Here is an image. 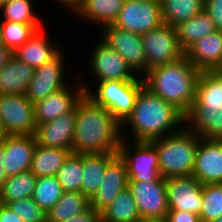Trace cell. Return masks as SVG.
I'll return each mask as SVG.
<instances>
[{
  "instance_id": "30bf717a",
  "label": "cell",
  "mask_w": 222,
  "mask_h": 222,
  "mask_svg": "<svg viewBox=\"0 0 222 222\" xmlns=\"http://www.w3.org/2000/svg\"><path fill=\"white\" fill-rule=\"evenodd\" d=\"M101 28L103 30H101L100 40L121 55L134 73L146 74L147 61L141 36L114 25Z\"/></svg>"
},
{
  "instance_id": "7402d4cb",
  "label": "cell",
  "mask_w": 222,
  "mask_h": 222,
  "mask_svg": "<svg viewBox=\"0 0 222 222\" xmlns=\"http://www.w3.org/2000/svg\"><path fill=\"white\" fill-rule=\"evenodd\" d=\"M43 29L37 30L25 44L14 52L15 57L34 69L49 62L61 51L59 46L55 47L53 41L51 43Z\"/></svg>"
},
{
  "instance_id": "816d5d0a",
  "label": "cell",
  "mask_w": 222,
  "mask_h": 222,
  "mask_svg": "<svg viewBox=\"0 0 222 222\" xmlns=\"http://www.w3.org/2000/svg\"><path fill=\"white\" fill-rule=\"evenodd\" d=\"M3 44L2 43V37H1V27H0V45Z\"/></svg>"
},
{
  "instance_id": "9a60e30c",
  "label": "cell",
  "mask_w": 222,
  "mask_h": 222,
  "mask_svg": "<svg viewBox=\"0 0 222 222\" xmlns=\"http://www.w3.org/2000/svg\"><path fill=\"white\" fill-rule=\"evenodd\" d=\"M78 80V84L76 83L73 89L69 86L63 87L34 104L35 122L37 126L54 120L76 107L78 101L85 94L82 83L80 79Z\"/></svg>"
},
{
  "instance_id": "83f0119b",
  "label": "cell",
  "mask_w": 222,
  "mask_h": 222,
  "mask_svg": "<svg viewBox=\"0 0 222 222\" xmlns=\"http://www.w3.org/2000/svg\"><path fill=\"white\" fill-rule=\"evenodd\" d=\"M175 28L178 43L183 51L195 41L217 30L214 22L204 10Z\"/></svg>"
},
{
  "instance_id": "836d02e7",
  "label": "cell",
  "mask_w": 222,
  "mask_h": 222,
  "mask_svg": "<svg viewBox=\"0 0 222 222\" xmlns=\"http://www.w3.org/2000/svg\"><path fill=\"white\" fill-rule=\"evenodd\" d=\"M83 154L71 153L56 175L64 192H80Z\"/></svg>"
},
{
  "instance_id": "4fadbf2b",
  "label": "cell",
  "mask_w": 222,
  "mask_h": 222,
  "mask_svg": "<svg viewBox=\"0 0 222 222\" xmlns=\"http://www.w3.org/2000/svg\"><path fill=\"white\" fill-rule=\"evenodd\" d=\"M93 49L90 59V69H92V74L96 77L97 82L137 79L138 75L134 74L126 60L100 39Z\"/></svg>"
},
{
  "instance_id": "1f68e13d",
  "label": "cell",
  "mask_w": 222,
  "mask_h": 222,
  "mask_svg": "<svg viewBox=\"0 0 222 222\" xmlns=\"http://www.w3.org/2000/svg\"><path fill=\"white\" fill-rule=\"evenodd\" d=\"M140 218L134 196L128 187L101 213V222H137Z\"/></svg>"
},
{
  "instance_id": "ba28073f",
  "label": "cell",
  "mask_w": 222,
  "mask_h": 222,
  "mask_svg": "<svg viewBox=\"0 0 222 222\" xmlns=\"http://www.w3.org/2000/svg\"><path fill=\"white\" fill-rule=\"evenodd\" d=\"M34 103L25 95H0V125L4 135H34Z\"/></svg>"
},
{
  "instance_id": "f546056e",
  "label": "cell",
  "mask_w": 222,
  "mask_h": 222,
  "mask_svg": "<svg viewBox=\"0 0 222 222\" xmlns=\"http://www.w3.org/2000/svg\"><path fill=\"white\" fill-rule=\"evenodd\" d=\"M90 208V199L81 192H64L60 200L46 212L47 222H65Z\"/></svg>"
},
{
  "instance_id": "5bb4252c",
  "label": "cell",
  "mask_w": 222,
  "mask_h": 222,
  "mask_svg": "<svg viewBox=\"0 0 222 222\" xmlns=\"http://www.w3.org/2000/svg\"><path fill=\"white\" fill-rule=\"evenodd\" d=\"M60 51L53 59L34 69L33 78L26 91V98L36 103L52 92L66 87L64 79V59Z\"/></svg>"
},
{
  "instance_id": "ffe728a7",
  "label": "cell",
  "mask_w": 222,
  "mask_h": 222,
  "mask_svg": "<svg viewBox=\"0 0 222 222\" xmlns=\"http://www.w3.org/2000/svg\"><path fill=\"white\" fill-rule=\"evenodd\" d=\"M184 56L200 71H215L222 64V31L216 30L195 41Z\"/></svg>"
},
{
  "instance_id": "52a82bcc",
  "label": "cell",
  "mask_w": 222,
  "mask_h": 222,
  "mask_svg": "<svg viewBox=\"0 0 222 222\" xmlns=\"http://www.w3.org/2000/svg\"><path fill=\"white\" fill-rule=\"evenodd\" d=\"M163 24L159 0H124L113 25L135 34H145Z\"/></svg>"
},
{
  "instance_id": "681fc988",
  "label": "cell",
  "mask_w": 222,
  "mask_h": 222,
  "mask_svg": "<svg viewBox=\"0 0 222 222\" xmlns=\"http://www.w3.org/2000/svg\"><path fill=\"white\" fill-rule=\"evenodd\" d=\"M4 136V133L2 131L1 125H0V139Z\"/></svg>"
},
{
  "instance_id": "60d3db41",
  "label": "cell",
  "mask_w": 222,
  "mask_h": 222,
  "mask_svg": "<svg viewBox=\"0 0 222 222\" xmlns=\"http://www.w3.org/2000/svg\"><path fill=\"white\" fill-rule=\"evenodd\" d=\"M65 222H101V214L90 207L84 213L72 216Z\"/></svg>"
},
{
  "instance_id": "74e56055",
  "label": "cell",
  "mask_w": 222,
  "mask_h": 222,
  "mask_svg": "<svg viewBox=\"0 0 222 222\" xmlns=\"http://www.w3.org/2000/svg\"><path fill=\"white\" fill-rule=\"evenodd\" d=\"M8 206L24 222H47L46 212L32 197L10 202Z\"/></svg>"
},
{
  "instance_id": "c3c4849f",
  "label": "cell",
  "mask_w": 222,
  "mask_h": 222,
  "mask_svg": "<svg viewBox=\"0 0 222 222\" xmlns=\"http://www.w3.org/2000/svg\"><path fill=\"white\" fill-rule=\"evenodd\" d=\"M218 73L222 74V64L220 65V67L216 70Z\"/></svg>"
},
{
  "instance_id": "d6a6232c",
  "label": "cell",
  "mask_w": 222,
  "mask_h": 222,
  "mask_svg": "<svg viewBox=\"0 0 222 222\" xmlns=\"http://www.w3.org/2000/svg\"><path fill=\"white\" fill-rule=\"evenodd\" d=\"M42 24H22L18 22L0 21L2 43L15 52L25 44L33 34L43 28Z\"/></svg>"
},
{
  "instance_id": "7c38bea8",
  "label": "cell",
  "mask_w": 222,
  "mask_h": 222,
  "mask_svg": "<svg viewBox=\"0 0 222 222\" xmlns=\"http://www.w3.org/2000/svg\"><path fill=\"white\" fill-rule=\"evenodd\" d=\"M168 209L200 215L203 184L193 175L166 178Z\"/></svg>"
},
{
  "instance_id": "4dcf8cb0",
  "label": "cell",
  "mask_w": 222,
  "mask_h": 222,
  "mask_svg": "<svg viewBox=\"0 0 222 222\" xmlns=\"http://www.w3.org/2000/svg\"><path fill=\"white\" fill-rule=\"evenodd\" d=\"M37 177L30 171L10 176L0 187V202L8 205L10 202L31 198L36 187Z\"/></svg>"
},
{
  "instance_id": "ee69618b",
  "label": "cell",
  "mask_w": 222,
  "mask_h": 222,
  "mask_svg": "<svg viewBox=\"0 0 222 222\" xmlns=\"http://www.w3.org/2000/svg\"><path fill=\"white\" fill-rule=\"evenodd\" d=\"M4 158H5L4 147L0 144V187L9 178V176L7 174V170L5 169V167L3 165Z\"/></svg>"
},
{
  "instance_id": "6da1fadb",
  "label": "cell",
  "mask_w": 222,
  "mask_h": 222,
  "mask_svg": "<svg viewBox=\"0 0 222 222\" xmlns=\"http://www.w3.org/2000/svg\"><path fill=\"white\" fill-rule=\"evenodd\" d=\"M77 121L74 130L72 153L117 154L120 145L121 124L104 107L86 94L76 105Z\"/></svg>"
},
{
  "instance_id": "f35d334b",
  "label": "cell",
  "mask_w": 222,
  "mask_h": 222,
  "mask_svg": "<svg viewBox=\"0 0 222 222\" xmlns=\"http://www.w3.org/2000/svg\"><path fill=\"white\" fill-rule=\"evenodd\" d=\"M203 10L212 19L216 29L222 31V0H204Z\"/></svg>"
},
{
  "instance_id": "ab89813d",
  "label": "cell",
  "mask_w": 222,
  "mask_h": 222,
  "mask_svg": "<svg viewBox=\"0 0 222 222\" xmlns=\"http://www.w3.org/2000/svg\"><path fill=\"white\" fill-rule=\"evenodd\" d=\"M166 218L168 222H201L199 215L179 210H169Z\"/></svg>"
},
{
  "instance_id": "8d00e7d4",
  "label": "cell",
  "mask_w": 222,
  "mask_h": 222,
  "mask_svg": "<svg viewBox=\"0 0 222 222\" xmlns=\"http://www.w3.org/2000/svg\"><path fill=\"white\" fill-rule=\"evenodd\" d=\"M202 197L201 222H210L222 216V183L203 185Z\"/></svg>"
},
{
  "instance_id": "9c48e42d",
  "label": "cell",
  "mask_w": 222,
  "mask_h": 222,
  "mask_svg": "<svg viewBox=\"0 0 222 222\" xmlns=\"http://www.w3.org/2000/svg\"><path fill=\"white\" fill-rule=\"evenodd\" d=\"M140 36L146 54L147 72L153 67L176 62L184 56L173 26L163 23Z\"/></svg>"
},
{
  "instance_id": "8fae6325",
  "label": "cell",
  "mask_w": 222,
  "mask_h": 222,
  "mask_svg": "<svg viewBox=\"0 0 222 222\" xmlns=\"http://www.w3.org/2000/svg\"><path fill=\"white\" fill-rule=\"evenodd\" d=\"M128 188L141 218L167 217L169 209L164 177L157 181H128Z\"/></svg>"
},
{
  "instance_id": "bcb514c9",
  "label": "cell",
  "mask_w": 222,
  "mask_h": 222,
  "mask_svg": "<svg viewBox=\"0 0 222 222\" xmlns=\"http://www.w3.org/2000/svg\"><path fill=\"white\" fill-rule=\"evenodd\" d=\"M137 222H168L166 217L159 218H140Z\"/></svg>"
},
{
  "instance_id": "f907efd6",
  "label": "cell",
  "mask_w": 222,
  "mask_h": 222,
  "mask_svg": "<svg viewBox=\"0 0 222 222\" xmlns=\"http://www.w3.org/2000/svg\"><path fill=\"white\" fill-rule=\"evenodd\" d=\"M7 0H0V7L6 2Z\"/></svg>"
},
{
  "instance_id": "7bdbcfd3",
  "label": "cell",
  "mask_w": 222,
  "mask_h": 222,
  "mask_svg": "<svg viewBox=\"0 0 222 222\" xmlns=\"http://www.w3.org/2000/svg\"><path fill=\"white\" fill-rule=\"evenodd\" d=\"M14 52L3 44L0 45V70L9 62L13 57Z\"/></svg>"
},
{
  "instance_id": "7a4b0ae2",
  "label": "cell",
  "mask_w": 222,
  "mask_h": 222,
  "mask_svg": "<svg viewBox=\"0 0 222 222\" xmlns=\"http://www.w3.org/2000/svg\"><path fill=\"white\" fill-rule=\"evenodd\" d=\"M184 123L185 115L179 109L144 86L136 98L133 111L121 124V135L125 124L132 130L134 138L131 140L150 142L177 132L176 128L184 127Z\"/></svg>"
},
{
  "instance_id": "8992f818",
  "label": "cell",
  "mask_w": 222,
  "mask_h": 222,
  "mask_svg": "<svg viewBox=\"0 0 222 222\" xmlns=\"http://www.w3.org/2000/svg\"><path fill=\"white\" fill-rule=\"evenodd\" d=\"M121 137L117 154L126 164L128 181L160 180L162 175L156 147L147 141H133L131 147L124 134Z\"/></svg>"
},
{
  "instance_id": "d4e9b609",
  "label": "cell",
  "mask_w": 222,
  "mask_h": 222,
  "mask_svg": "<svg viewBox=\"0 0 222 222\" xmlns=\"http://www.w3.org/2000/svg\"><path fill=\"white\" fill-rule=\"evenodd\" d=\"M124 0H83L74 13L87 22L98 23L99 26L113 25L116 21Z\"/></svg>"
},
{
  "instance_id": "277c9868",
  "label": "cell",
  "mask_w": 222,
  "mask_h": 222,
  "mask_svg": "<svg viewBox=\"0 0 222 222\" xmlns=\"http://www.w3.org/2000/svg\"><path fill=\"white\" fill-rule=\"evenodd\" d=\"M184 128L150 141L157 149L159 170L165 179L192 175L200 137Z\"/></svg>"
},
{
  "instance_id": "5b68a950",
  "label": "cell",
  "mask_w": 222,
  "mask_h": 222,
  "mask_svg": "<svg viewBox=\"0 0 222 222\" xmlns=\"http://www.w3.org/2000/svg\"><path fill=\"white\" fill-rule=\"evenodd\" d=\"M135 80H107L98 82L96 93L80 79L85 94L96 104L106 108L122 124L133 111L136 98L145 86L143 77ZM84 83V84H83Z\"/></svg>"
},
{
  "instance_id": "484cf974",
  "label": "cell",
  "mask_w": 222,
  "mask_h": 222,
  "mask_svg": "<svg viewBox=\"0 0 222 222\" xmlns=\"http://www.w3.org/2000/svg\"><path fill=\"white\" fill-rule=\"evenodd\" d=\"M207 107H222V74L216 70L200 72L191 105V108Z\"/></svg>"
},
{
  "instance_id": "f6af8a7d",
  "label": "cell",
  "mask_w": 222,
  "mask_h": 222,
  "mask_svg": "<svg viewBox=\"0 0 222 222\" xmlns=\"http://www.w3.org/2000/svg\"><path fill=\"white\" fill-rule=\"evenodd\" d=\"M55 1H59L61 6L64 5V7L67 8V10H69V12L72 13H75L83 2V0H55Z\"/></svg>"
},
{
  "instance_id": "d6986e66",
  "label": "cell",
  "mask_w": 222,
  "mask_h": 222,
  "mask_svg": "<svg viewBox=\"0 0 222 222\" xmlns=\"http://www.w3.org/2000/svg\"><path fill=\"white\" fill-rule=\"evenodd\" d=\"M0 144L4 147L3 165L9 177L30 170L37 145L34 135H4Z\"/></svg>"
},
{
  "instance_id": "cb8c5ba5",
  "label": "cell",
  "mask_w": 222,
  "mask_h": 222,
  "mask_svg": "<svg viewBox=\"0 0 222 222\" xmlns=\"http://www.w3.org/2000/svg\"><path fill=\"white\" fill-rule=\"evenodd\" d=\"M118 154L112 153H92L83 154V170L80 192L89 199L101 186L102 178L107 165Z\"/></svg>"
},
{
  "instance_id": "e575fe53",
  "label": "cell",
  "mask_w": 222,
  "mask_h": 222,
  "mask_svg": "<svg viewBox=\"0 0 222 222\" xmlns=\"http://www.w3.org/2000/svg\"><path fill=\"white\" fill-rule=\"evenodd\" d=\"M63 193L56 176H41L37 177L32 198L45 212H48L60 200Z\"/></svg>"
},
{
  "instance_id": "44dd1931",
  "label": "cell",
  "mask_w": 222,
  "mask_h": 222,
  "mask_svg": "<svg viewBox=\"0 0 222 222\" xmlns=\"http://www.w3.org/2000/svg\"><path fill=\"white\" fill-rule=\"evenodd\" d=\"M185 123L200 138L222 140V107L190 108Z\"/></svg>"
},
{
  "instance_id": "ac0fdd59",
  "label": "cell",
  "mask_w": 222,
  "mask_h": 222,
  "mask_svg": "<svg viewBox=\"0 0 222 222\" xmlns=\"http://www.w3.org/2000/svg\"><path fill=\"white\" fill-rule=\"evenodd\" d=\"M77 121L76 107L64 115L39 124L35 130V139L38 145L72 151L74 130Z\"/></svg>"
},
{
  "instance_id": "603a6c76",
  "label": "cell",
  "mask_w": 222,
  "mask_h": 222,
  "mask_svg": "<svg viewBox=\"0 0 222 222\" xmlns=\"http://www.w3.org/2000/svg\"><path fill=\"white\" fill-rule=\"evenodd\" d=\"M34 68L13 57L0 70V95H25Z\"/></svg>"
},
{
  "instance_id": "7dc6e473",
  "label": "cell",
  "mask_w": 222,
  "mask_h": 222,
  "mask_svg": "<svg viewBox=\"0 0 222 222\" xmlns=\"http://www.w3.org/2000/svg\"><path fill=\"white\" fill-rule=\"evenodd\" d=\"M210 222H222V216L218 217L217 219H214Z\"/></svg>"
},
{
  "instance_id": "f1b7e54d",
  "label": "cell",
  "mask_w": 222,
  "mask_h": 222,
  "mask_svg": "<svg viewBox=\"0 0 222 222\" xmlns=\"http://www.w3.org/2000/svg\"><path fill=\"white\" fill-rule=\"evenodd\" d=\"M164 24L176 27L204 8V0H159Z\"/></svg>"
},
{
  "instance_id": "b9f144b4",
  "label": "cell",
  "mask_w": 222,
  "mask_h": 222,
  "mask_svg": "<svg viewBox=\"0 0 222 222\" xmlns=\"http://www.w3.org/2000/svg\"><path fill=\"white\" fill-rule=\"evenodd\" d=\"M0 222H24L8 205L0 204Z\"/></svg>"
},
{
  "instance_id": "d590c367",
  "label": "cell",
  "mask_w": 222,
  "mask_h": 222,
  "mask_svg": "<svg viewBox=\"0 0 222 222\" xmlns=\"http://www.w3.org/2000/svg\"><path fill=\"white\" fill-rule=\"evenodd\" d=\"M31 0H7L1 7L0 21L18 22L22 24H42L39 17L34 14Z\"/></svg>"
},
{
  "instance_id": "4316f807",
  "label": "cell",
  "mask_w": 222,
  "mask_h": 222,
  "mask_svg": "<svg viewBox=\"0 0 222 222\" xmlns=\"http://www.w3.org/2000/svg\"><path fill=\"white\" fill-rule=\"evenodd\" d=\"M72 153L69 149H60L36 145L30 171L36 176H56L64 161Z\"/></svg>"
},
{
  "instance_id": "2e32d148",
  "label": "cell",
  "mask_w": 222,
  "mask_h": 222,
  "mask_svg": "<svg viewBox=\"0 0 222 222\" xmlns=\"http://www.w3.org/2000/svg\"><path fill=\"white\" fill-rule=\"evenodd\" d=\"M192 175L203 185L222 183V140L199 139Z\"/></svg>"
},
{
  "instance_id": "3957f363",
  "label": "cell",
  "mask_w": 222,
  "mask_h": 222,
  "mask_svg": "<svg viewBox=\"0 0 222 222\" xmlns=\"http://www.w3.org/2000/svg\"><path fill=\"white\" fill-rule=\"evenodd\" d=\"M200 72L183 56L176 62L149 69L143 80L147 89L185 115L195 100Z\"/></svg>"
},
{
  "instance_id": "e0dca14e",
  "label": "cell",
  "mask_w": 222,
  "mask_h": 222,
  "mask_svg": "<svg viewBox=\"0 0 222 222\" xmlns=\"http://www.w3.org/2000/svg\"><path fill=\"white\" fill-rule=\"evenodd\" d=\"M102 181L98 191L90 198V207L100 214L128 187L126 164L119 155L107 165Z\"/></svg>"
}]
</instances>
